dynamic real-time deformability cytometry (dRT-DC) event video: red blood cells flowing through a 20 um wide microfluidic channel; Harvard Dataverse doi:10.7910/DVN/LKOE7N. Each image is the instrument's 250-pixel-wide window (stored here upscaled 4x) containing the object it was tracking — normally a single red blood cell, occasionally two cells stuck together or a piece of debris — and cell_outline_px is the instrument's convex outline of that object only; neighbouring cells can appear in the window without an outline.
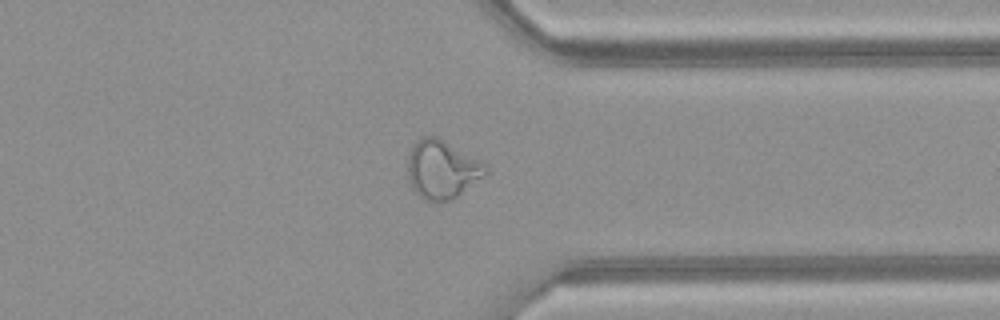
{"species": "common noctule bat (a hibernating species)", "species_latin": "Nyctalus noctula", "temperature_condition": "warm", "stored_images_in_passage": 44, "camera_frame_rate_fps": 3000, "um_per_image_px": 0.085, "animal": {"sex": "female", "body_mass_g": 21.9}, "frame": {"image": 1, "passage_image": 33, "time_ms": 10.667, "image_size_px": [1000, 320], "cell_outline_px": [[488, 172], [484, 176], [452, 200], [424, 200], [412, 188], [408, 176], [408, 156], [412, 148], [424, 136], [436, 136], [444, 140], [480, 160], [488, 168]], "centroid_in_image_um": [37.58, 14.4], "position_along_channel_um": 373.8, "area_um2": 26.07}}
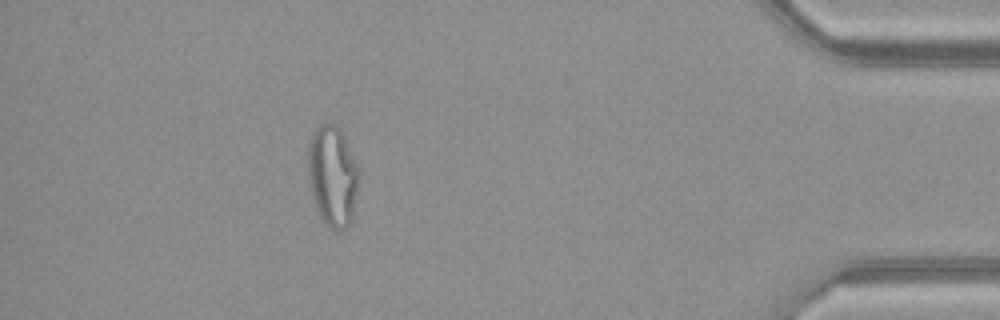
{"frame": {"image": 2, "passage_image": 39, "time_ms": 12.667, "image_size_px": [1000, 320], "cell_outline_px": [[360, 180], [352, 220], [348, 228], [340, 232], [328, 228], [316, 212], [308, 180], [308, 144], [312, 132], [320, 124], [336, 124], [340, 128], [360, 168]], "centroid_in_image_um": [28.29, 15.01], "position_along_channel_um": 406.9, "area_um2": 30.92}, "authors_computed_cell_mechanics": {"area_um2": 26.877, "velocity_mm_per_s": 4.165, "shape_relaxation_time_tau1_ms": null, "shape_relaxation_time_tau2_ms": 0.9321, "deformation_change_tau1": null, "deformation_change_tau2": 0.0881}}